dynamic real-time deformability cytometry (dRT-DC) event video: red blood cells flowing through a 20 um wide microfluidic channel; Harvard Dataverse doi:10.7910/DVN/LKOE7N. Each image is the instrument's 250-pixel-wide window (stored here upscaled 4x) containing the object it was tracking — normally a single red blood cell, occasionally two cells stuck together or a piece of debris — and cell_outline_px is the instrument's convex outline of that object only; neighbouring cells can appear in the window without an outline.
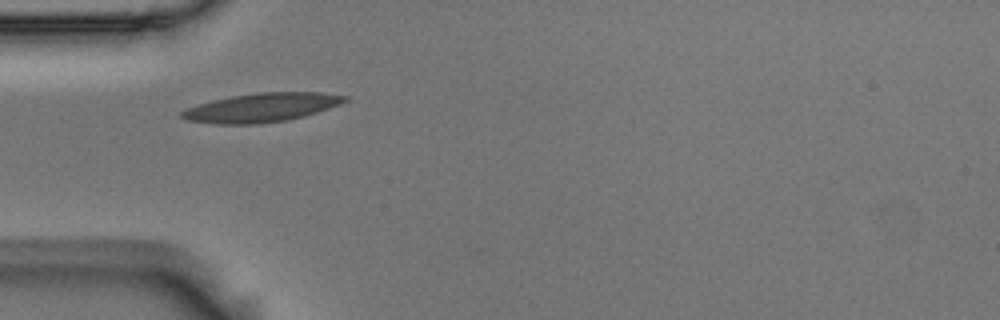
{"species": "Egyptian fruit bat (a non-hibernating species)", "species_latin": "Rousettus aegyptiacus", "temperature_condition": "room temperature", "stored_images_in_passage": 5, "camera_frame_rate_fps": 3000, "um_per_image_px": 0.085, "animal": {"sex": "male"}, "frame": {"image": 1, "passage_image": 1, "time_ms": 0.0, "image_size_px": [1000, 320], "cell_outline_px": [[352, 96], [348, 100], [340, 104], [304, 116], [288, 120], [260, 124], [216, 124], [188, 120], [180, 116], [180, 112], [188, 108], [212, 100], [232, 96], [256, 92], [324, 92]], "centroid_in_image_um": [22.29, 9.13], "position_along_channel_um": 62.7, "area_um2": 27.51}}
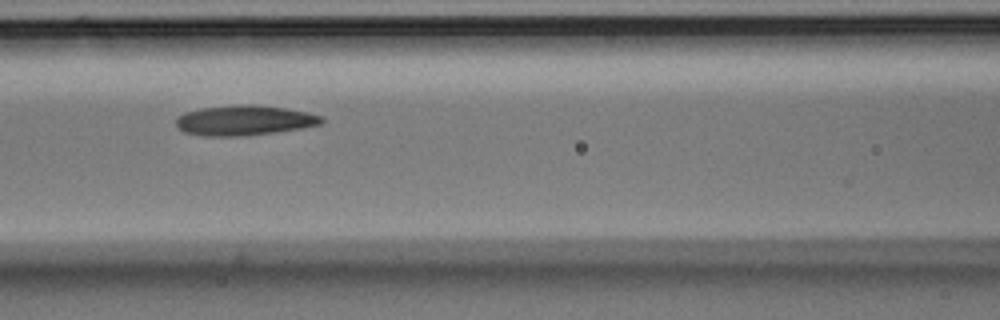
{"frame": {"image": 2, "passage_image": 3, "time_ms": 0.667, "image_size_px": [1000, 320], "cell_outline_px": [[324, 124], [300, 128], [244, 136], [204, 136], [184, 132], [176, 128], [176, 116], [184, 112], [200, 108], [240, 104], [252, 104], [284, 108], [308, 112], [320, 116], [324, 120]], "centroid_in_image_um": [20.72, 10.23], "position_along_channel_um": 145.9, "area_um2": 25.61}}
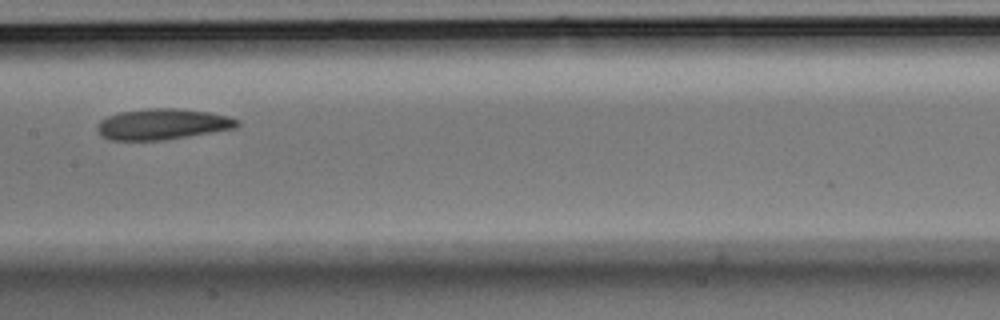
{"frame": {"image": 3, "passage_image": 4, "time_ms": 1.0, "image_size_px": [1000, 320], "cell_outline_px": [[240, 124], [236, 128], [164, 140], [108, 140], [100, 136], [96, 128], [100, 120], [108, 116], [120, 112], [148, 108], [172, 108], [208, 112], [228, 116], [240, 120]], "centroid_in_image_um": [13.79, 10.56], "position_along_channel_um": 193.6, "area_um2": 25.2}}